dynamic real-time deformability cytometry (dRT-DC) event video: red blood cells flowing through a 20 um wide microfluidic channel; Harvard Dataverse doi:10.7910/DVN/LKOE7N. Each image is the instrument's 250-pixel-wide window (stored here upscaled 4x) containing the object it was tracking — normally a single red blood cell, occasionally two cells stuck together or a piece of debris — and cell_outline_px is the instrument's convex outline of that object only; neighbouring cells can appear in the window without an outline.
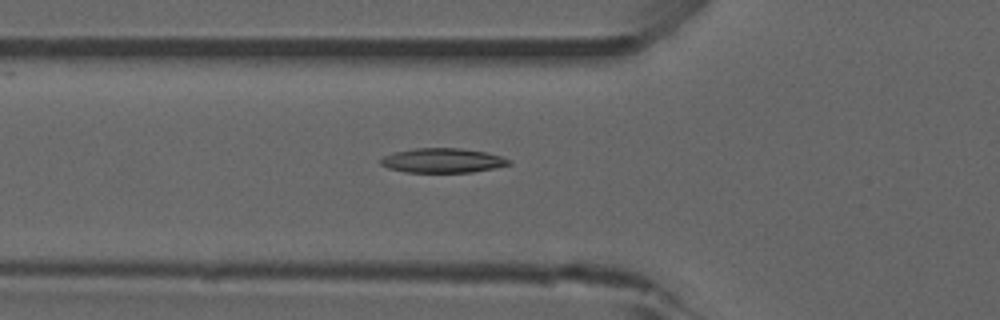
{"species": "common noctule bat (a hibernating species)", "species_latin": "Nyctalus noctula", "temperature_condition": "room temperature", "stored_images_in_passage": 46, "camera_frame_rate_fps": 3000, "um_per_image_px": 0.085, "animal": {"sex": "male", "forearm_length_mm": 52.5}, "frame": {"image": 1, "passage_image": 19, "time_ms": 6.0, "image_size_px": [1000, 320], "cell_outline_px": [[512, 164], [472, 172], [404, 172], [388, 168], [380, 164], [380, 160], [384, 156], [392, 152], [416, 148], [460, 148], [488, 152], [512, 160]], "centroid_in_image_um": [37.62, 13.63], "position_along_channel_um": 88.2, "area_um2": 18.38}, "authors_computed_cell_mechanics": {"area_um2": 18.0047, "velocity_mm_per_s": 3.9168, "shape_relaxation_time_tau1_ms": null, "shape_relaxation_time_tau2_ms": 9.4978, "deformation_change_tau1": null, "deformation_change_tau2": 0.1742}}